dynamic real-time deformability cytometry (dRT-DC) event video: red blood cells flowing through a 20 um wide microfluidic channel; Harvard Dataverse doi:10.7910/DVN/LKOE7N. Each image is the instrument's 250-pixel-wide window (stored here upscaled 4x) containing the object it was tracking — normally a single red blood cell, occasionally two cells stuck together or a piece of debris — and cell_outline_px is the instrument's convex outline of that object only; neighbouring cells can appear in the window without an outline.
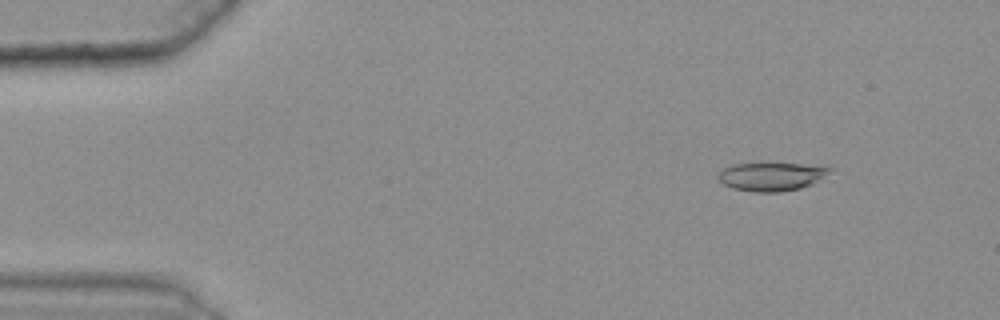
{"species": "common noctule bat (a hibernating species)", "species_latin": "Nyctalus noctula", "temperature_condition": "warm", "stored_images_in_passage": 49, "camera_frame_rate_fps": 3000, "um_per_image_px": 0.085, "animal": {"sex": "female", "body_mass_g": 25.1}, "frame": {"image": 1, "passage_image": 7, "time_ms": 2.0, "image_size_px": [1000, 320], "cell_outline_px": [[836, 168], [812, 184], [800, 188], [780, 192], [752, 192], [732, 188], [724, 184], [716, 176], [720, 168], [732, 164], [764, 160], [768, 160], [828, 164]], "centroid_in_image_um": [65.63, 14.91], "position_along_channel_um": 19.4, "area_um2": 20.29}}
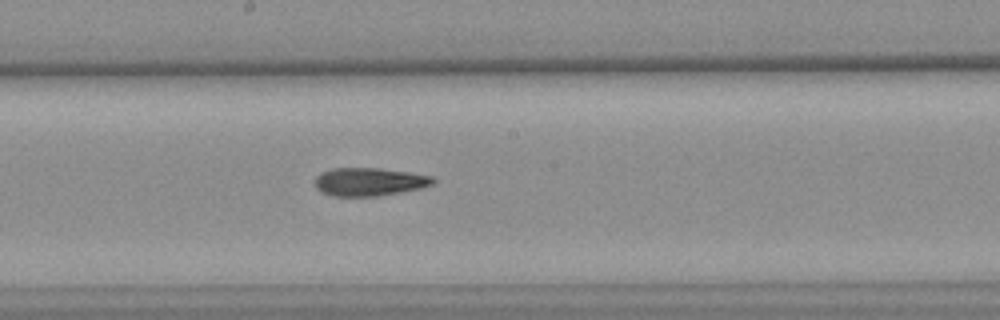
{"frame": {"image": 2, "passage_image": 31, "time_ms": 10.0, "image_size_px": [1000, 320], "cell_outline_px": [[436, 180], [432, 184], [420, 188], [400, 192], [376, 196], [332, 196], [320, 192], [316, 188], [316, 176], [320, 172], [332, 168], [380, 168], [408, 172], [432, 176]], "centroid_in_image_um": [31.35, 15.45], "position_along_channel_um": 216.8, "area_um2": 19.36}}
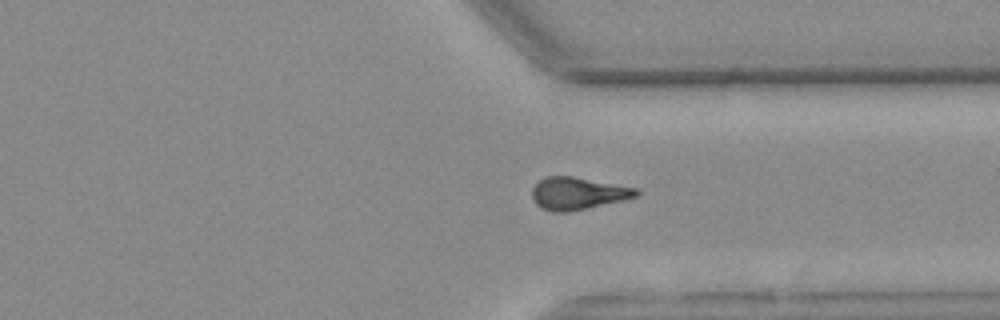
{"frame": {"image": 3, "passage_image": 43, "time_ms": 14.0, "image_size_px": [1000, 320], "cell_outline_px": [[640, 192], [636, 196], [588, 208], [568, 212], [552, 212], [536, 204], [532, 196], [532, 188], [544, 176], [572, 176], [636, 188]], "centroid_in_image_um": [49.07, 16.43], "position_along_channel_um": 362.3, "area_um2": 19.31}, "authors_computed_cell_mechanics": {"area_um2": 19.4786, "velocity_mm_per_s": 3.629, "shape_relaxation_time_tau1_ms": 9.9414, "shape_relaxation_time_tau2_ms": 5.8077, "deformation_change_tau1": 0.2441, "deformation_change_tau2": 0.1663}}